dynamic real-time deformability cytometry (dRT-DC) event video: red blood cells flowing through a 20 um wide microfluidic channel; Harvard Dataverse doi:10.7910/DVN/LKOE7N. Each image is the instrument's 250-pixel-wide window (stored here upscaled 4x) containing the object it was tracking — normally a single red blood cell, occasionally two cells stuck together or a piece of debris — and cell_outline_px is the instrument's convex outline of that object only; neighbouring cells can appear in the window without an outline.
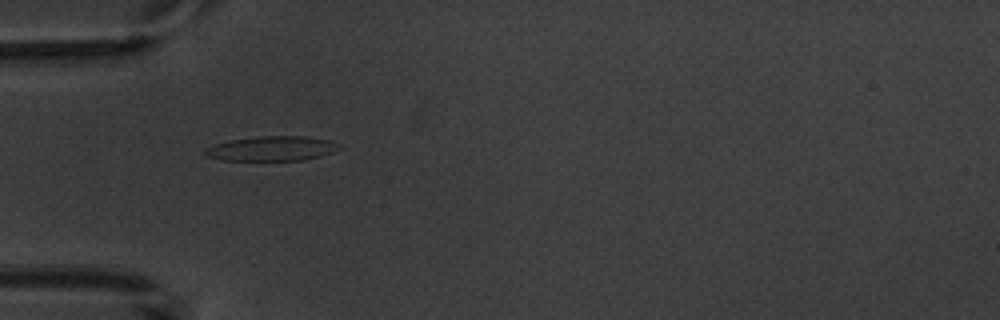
{"species": "common noctule bat (a hibernating species)", "species_latin": "Nyctalus noctula", "temperature_condition": "warm", "stored_images_in_passage": 6, "camera_frame_rate_fps": 3000, "um_per_image_px": 0.085, "animal": {"sex": "male", "body_mass_g": 20.1, "forearm_length_mm": 53.5}, "frame": {"image": 1, "passage_image": 5, "time_ms": 5.0, "image_size_px": [1000, 320], "cell_outline_px": [[340, 148], [332, 152], [320, 156], [304, 160], [220, 160], [204, 156], [204, 148], [216, 144], [232, 140], [260, 136], [304, 136], [328, 140], [340, 144]], "centroid_in_image_um": [23.08, 12.63], "position_along_channel_um": 61.9, "area_um2": 19.19}}
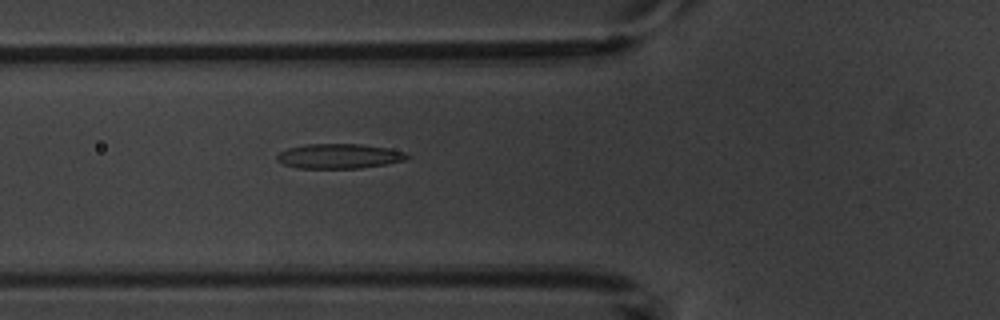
{"frame": {"image": 2, "passage_image": 6, "time_ms": 6.0, "image_size_px": [1000, 320], "cell_outline_px": [[408, 156], [404, 160], [384, 164], [360, 168], [296, 168], [284, 164], [276, 156], [280, 152], [288, 148], [304, 144], [360, 144], [388, 148], [404, 152]], "centroid_in_image_um": [28.8, 13.27], "position_along_channel_um": 97.0, "area_um2": 18.5}}